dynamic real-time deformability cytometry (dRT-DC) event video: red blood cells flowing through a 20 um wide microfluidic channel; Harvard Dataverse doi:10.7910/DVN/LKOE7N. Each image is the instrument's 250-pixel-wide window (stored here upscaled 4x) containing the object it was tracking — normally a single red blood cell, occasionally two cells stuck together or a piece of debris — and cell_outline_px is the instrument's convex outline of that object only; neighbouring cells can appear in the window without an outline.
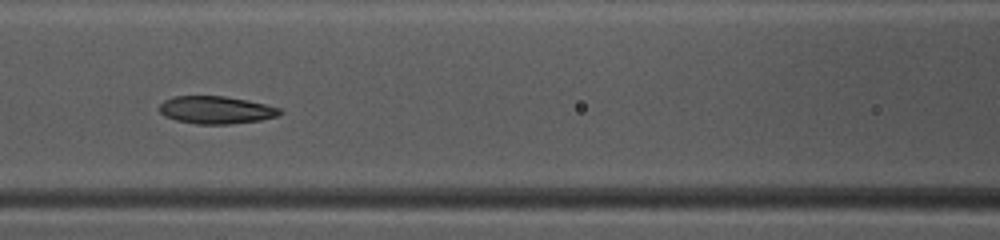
{"species": "common noctule bat (a hibernating species)", "species_latin": "Nyctalus noctula", "temperature_condition": "warm", "stored_images_in_passage": 36, "camera_frame_rate_fps": 3000, "um_per_image_px": 0.085, "animal": {"sex": "female", "body_mass_g": 10.0, "forearm_length_mm": 53.1}, "frame": {"image": 1, "passage_image": 9, "time_ms": 2.667, "image_size_px": [1000, 240], "cell_outline_px": [[284, 112], [276, 116], [260, 120], [228, 124], [196, 124], [176, 120], [164, 116], [160, 112], [160, 104], [164, 100], [172, 96], [224, 96], [248, 100], [280, 108]], "centroid_in_image_um": [18.35, 9.34], "position_along_channel_um": 148.3, "area_um2": 19.36}}
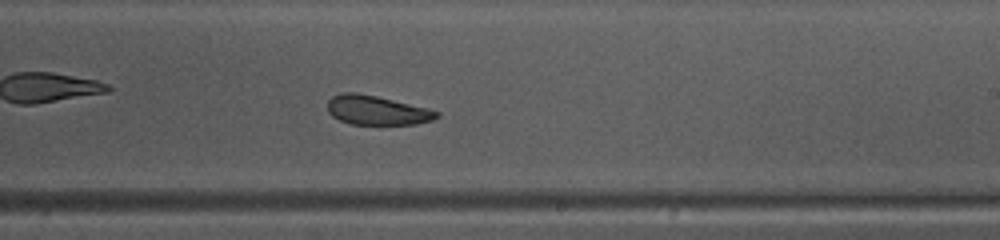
{"frame": {"image": 2, "passage_image": 17, "time_ms": 5.333, "image_size_px": [1000, 240], "cell_outline_px": [[440, 116], [432, 120], [416, 124], [348, 124], [332, 116], [328, 112], [328, 100], [332, 96], [344, 92], [356, 92], [376, 96], [428, 108], [440, 112]], "centroid_in_image_um": [32.03, 9.37], "position_along_channel_um": 257.0, "area_um2": 18.61}}
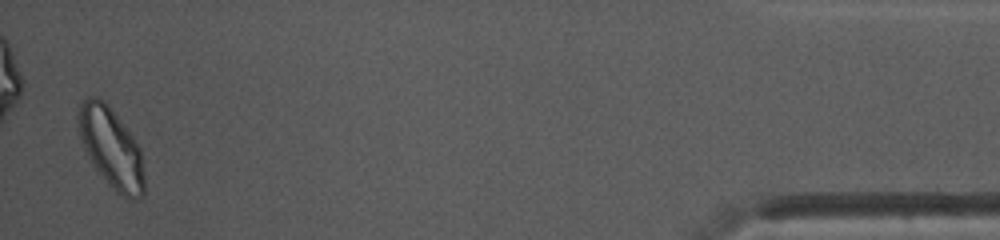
{"frame": {"image": 3, "passage_image": 35, "time_ms": 11.333, "image_size_px": [1000, 240], "cell_outline_px": [[144, 192], [136, 200], [124, 196], [116, 192], [108, 184], [96, 168], [88, 156], [80, 140], [76, 120], [80, 104], [88, 96], [96, 96], [104, 100], [108, 104], [132, 136], [140, 148], [144, 176]], "centroid_in_image_um": [9.42, 12.53], "position_along_channel_um": 425.8, "area_um2": 30.63}, "authors_computed_cell_mechanics": {"area_um2": 19.9988, "velocity_mm_per_s": 4.0848, "shape_relaxation_time_tau1_ms": 3.7897, "shape_relaxation_time_tau2_ms": 3.2579, "deformation_change_tau1": 0.1367, "deformation_change_tau2": 0.1107}}